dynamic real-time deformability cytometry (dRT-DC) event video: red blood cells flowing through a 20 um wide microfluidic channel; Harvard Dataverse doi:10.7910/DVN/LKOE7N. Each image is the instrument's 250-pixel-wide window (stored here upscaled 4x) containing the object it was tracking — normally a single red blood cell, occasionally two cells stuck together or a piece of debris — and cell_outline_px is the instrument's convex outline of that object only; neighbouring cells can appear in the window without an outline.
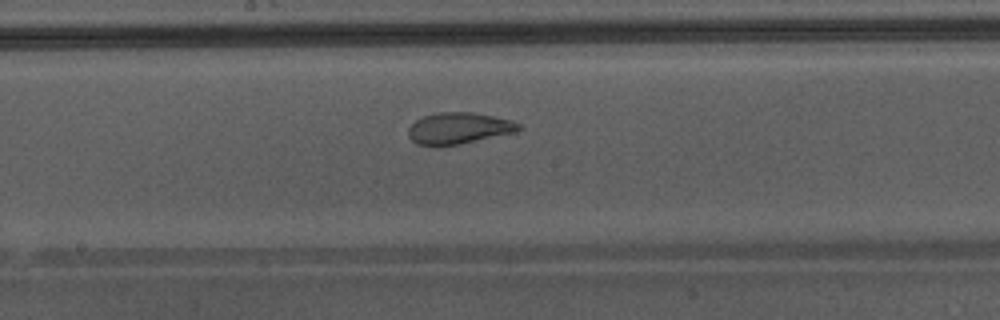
{"species": "Egyptian fruit bat (a non-hibernating species)", "species_latin": "Rousettus aegyptiacus", "temperature_condition": "warm", "stored_images_in_passage": 33, "camera_frame_rate_fps": 3000, "um_per_image_px": 0.085, "animal": {"sex": "male"}, "frame": {"image": 1, "passage_image": 15, "time_ms": 4.667, "image_size_px": [1000, 320], "cell_outline_px": [[520, 128], [516, 132], [460, 144], [436, 148], [416, 144], [408, 136], [408, 128], [416, 120], [424, 116], [436, 112], [472, 112], [512, 120], [520, 124]], "centroid_in_image_um": [38.94, 10.92], "position_along_channel_um": 209.3, "area_um2": 20.52}}